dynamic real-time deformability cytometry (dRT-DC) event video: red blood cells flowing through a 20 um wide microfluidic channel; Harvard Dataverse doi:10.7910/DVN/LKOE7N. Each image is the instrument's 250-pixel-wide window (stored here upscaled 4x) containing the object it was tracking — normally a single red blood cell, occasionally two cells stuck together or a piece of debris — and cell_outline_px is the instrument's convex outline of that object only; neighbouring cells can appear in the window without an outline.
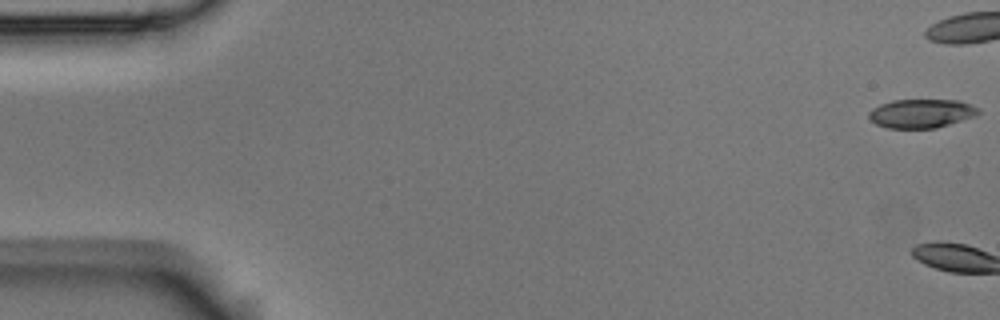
{"species": "Egyptian fruit bat (a non-hibernating species)", "species_latin": "Rousettus aegyptiacus", "temperature_condition": "room temperature", "stored_images_in_passage": 6, "camera_frame_rate_fps": 3000, "um_per_image_px": 0.085, "animal": {"sex": "male"}, "frame": {"image": 1, "passage_image": 1, "time_ms": 0.0, "image_size_px": [1000, 320], "cell_outline_px": [[980, 112], [976, 116], [936, 128], [888, 128], [876, 124], [868, 116], [868, 112], [872, 108], [880, 104], [892, 100], [960, 100], [980, 108]], "centroid_in_image_um": [78.33, 9.64], "position_along_channel_um": 6.7, "area_um2": 18.5}}